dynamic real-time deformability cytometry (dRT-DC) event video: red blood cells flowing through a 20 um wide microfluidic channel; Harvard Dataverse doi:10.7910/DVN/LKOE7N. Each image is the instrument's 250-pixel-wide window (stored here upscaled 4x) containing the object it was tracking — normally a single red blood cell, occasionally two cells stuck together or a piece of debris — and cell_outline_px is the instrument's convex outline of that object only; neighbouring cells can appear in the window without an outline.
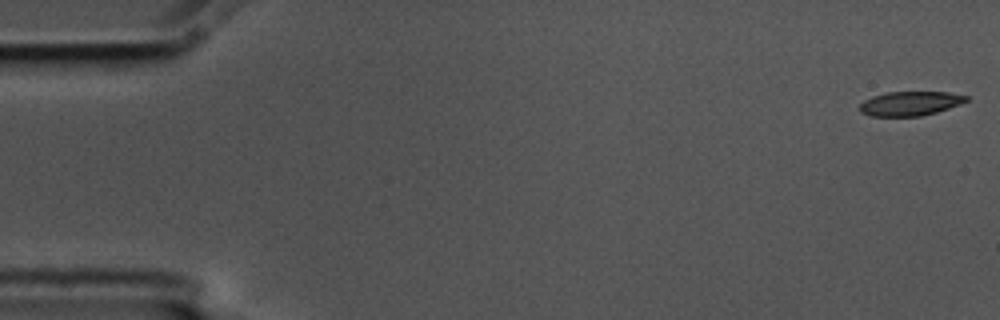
{"species": "common noctule bat (a hibernating species)", "species_latin": "Nyctalus noctula", "temperature_condition": "cold", "stored_images_in_passage": 56, "camera_frame_rate_fps": 3000, "um_per_image_px": 0.085, "animal": {"sex": "male", "body_mass_g": 17.5, "forearm_length_mm": 52.3}, "frame": {"image": 1, "passage_image": 1, "time_ms": 0.0, "image_size_px": [1000, 320], "cell_outline_px": [[968, 100], [960, 104], [936, 112], [920, 116], [872, 116], [860, 112], [860, 104], [864, 100], [872, 96], [884, 92], [948, 92], [968, 96]], "centroid_in_image_um": [77.34, 8.79], "position_along_channel_um": 7.7, "area_um2": 15.03}}
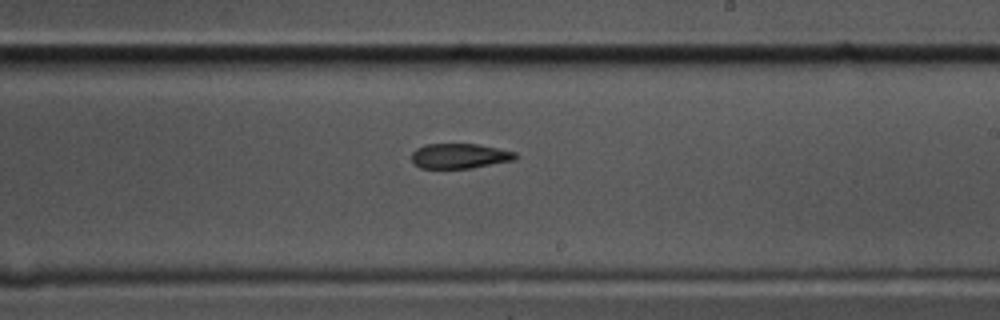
{"frame": {"image": 2, "passage_image": 33, "time_ms": 10.667, "image_size_px": [1000, 320], "cell_outline_px": [[520, 156], [516, 160], [472, 168], [420, 168], [412, 160], [412, 152], [416, 148], [424, 144], [476, 144], [516, 152]], "centroid_in_image_um": [39.1, 13.26], "position_along_channel_um": 249.9, "area_um2": 15.2}}
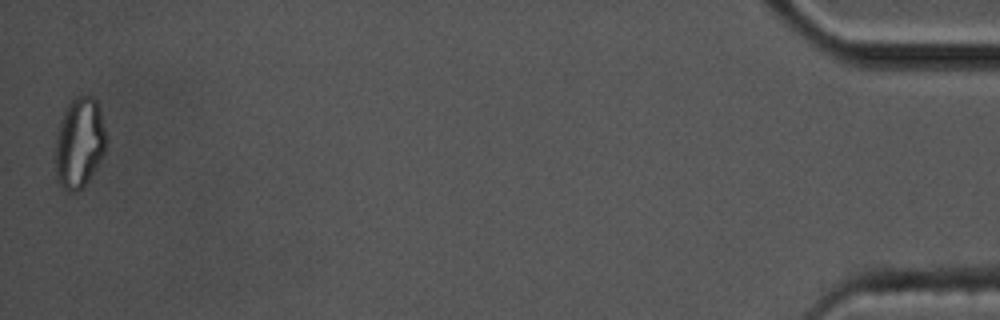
{"frame": {"image": 3, "passage_image": 56, "time_ms": 18.333, "image_size_px": [1000, 320], "cell_outline_px": [[104, 152], [100, 160], [88, 180], [76, 192], [68, 192], [60, 188], [56, 180], [56, 132], [60, 120], [68, 104], [76, 96], [92, 96], [96, 100], [100, 112], [104, 132]], "centroid_in_image_um": [6.7, 12.17], "position_along_channel_um": 428.5, "area_um2": 26.36}, "authors_computed_cell_mechanics": {"area_um2": 16.4441, "velocity_mm_per_s": 3.5522, "shape_relaxation_time_tau1_ms": null, "shape_relaxation_time_tau2_ms": 9.0807, "deformation_change_tau1": null, "deformation_change_tau2": 0.1754}}